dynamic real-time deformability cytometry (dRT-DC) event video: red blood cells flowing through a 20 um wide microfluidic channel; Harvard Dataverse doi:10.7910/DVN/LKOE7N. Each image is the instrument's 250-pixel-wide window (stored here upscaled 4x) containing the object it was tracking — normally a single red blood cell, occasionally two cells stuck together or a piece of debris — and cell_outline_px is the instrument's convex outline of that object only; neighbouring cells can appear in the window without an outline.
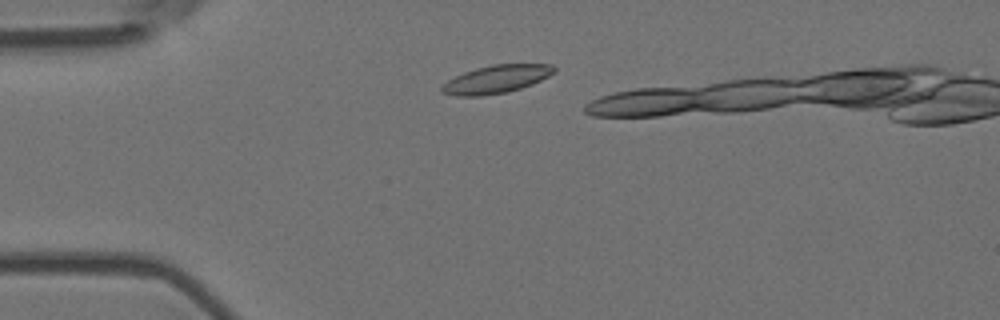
{"species": "Egyptian fruit bat (a non-hibernating species)", "species_latin": "Rousettus aegyptiacus", "temperature_condition": "room temperature", "stored_images_in_passage": 18, "camera_frame_rate_fps": 3000, "um_per_image_px": 0.085, "animal": {"sex": "female"}, "frame": {"image": 1, "passage_image": 8, "time_ms": 2.333, "image_size_px": [1000, 320], "cell_outline_px": [[556, 72], [532, 84], [508, 92], [480, 96], [456, 96], [440, 92], [440, 84], [464, 72], [476, 68], [492, 64], [552, 64], [556, 68]], "centroid_in_image_um": [42.16, 6.73], "position_along_channel_um": 42.8, "area_um2": 18.44}}
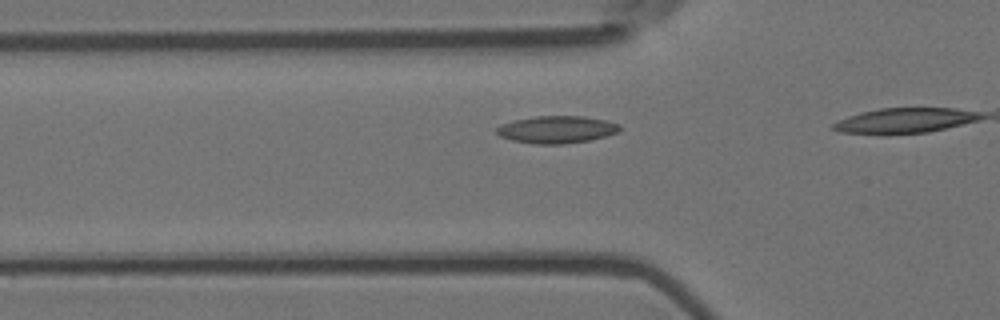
{"frame": {"image": 2, "passage_image": 13, "time_ms": 4.0, "image_size_px": [1000, 320], "cell_outline_px": [[620, 128], [616, 132], [604, 136], [588, 140], [564, 144], [532, 144], [512, 140], [500, 136], [496, 132], [496, 128], [500, 124], [516, 120], [536, 116], [584, 116], [608, 120], [620, 124]], "centroid_in_image_um": [47.3, 11.0], "position_along_channel_um": 78.5, "area_um2": 19.54}}
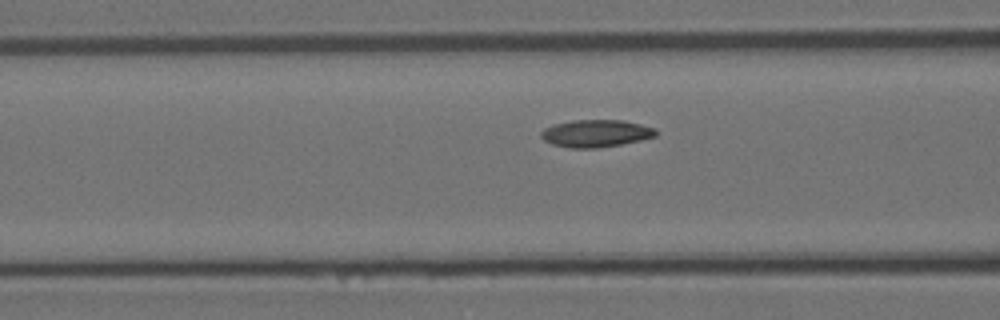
{"frame": {"image": 3, "passage_image": 16, "time_ms": 5.0, "image_size_px": [1000, 320], "cell_outline_px": [[656, 136], [640, 140], [620, 144], [596, 148], [568, 148], [552, 144], [544, 140], [540, 136], [540, 132], [544, 128], [552, 124], [572, 120], [624, 120], [656, 128]], "centroid_in_image_um": [50.61, 11.33], "position_along_channel_um": 116.0, "area_um2": 18.38}}